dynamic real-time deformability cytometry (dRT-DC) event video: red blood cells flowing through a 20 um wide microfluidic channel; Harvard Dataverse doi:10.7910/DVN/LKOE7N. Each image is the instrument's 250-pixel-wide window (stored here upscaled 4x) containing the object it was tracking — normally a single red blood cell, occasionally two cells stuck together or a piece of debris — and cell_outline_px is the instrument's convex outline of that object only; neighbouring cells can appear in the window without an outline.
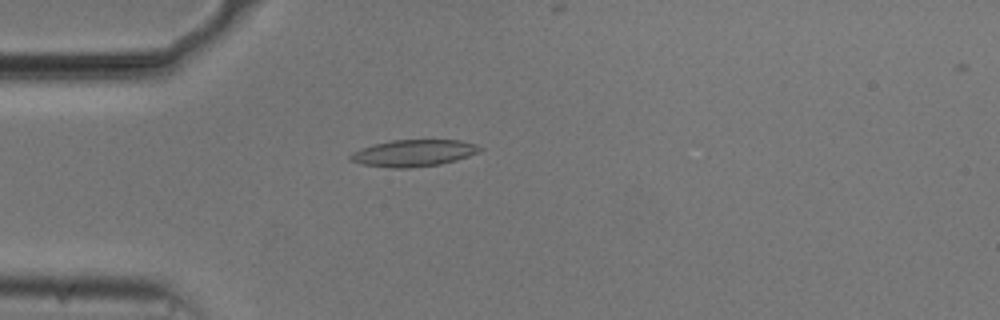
{"species": "common noctule bat (a hibernating species)", "species_latin": "Nyctalus noctula", "temperature_condition": "cold", "stored_images_in_passage": 46, "camera_frame_rate_fps": 3000, "um_per_image_px": 0.085, "animal": {"sex": "male", "body_mass_g": 20.5, "forearm_length_mm": 52.5}, "frame": {"image": 1, "passage_image": 6, "time_ms": 1.667, "image_size_px": [1000, 320], "cell_outline_px": [[484, 148], [480, 152], [456, 160], [440, 164], [412, 168], [392, 168], [360, 164], [348, 160], [348, 156], [352, 152], [360, 148], [372, 144], [392, 140], [460, 140], [476, 144]], "centroid_in_image_um": [35.12, 13.01], "position_along_channel_um": 49.9, "area_um2": 20.46}}
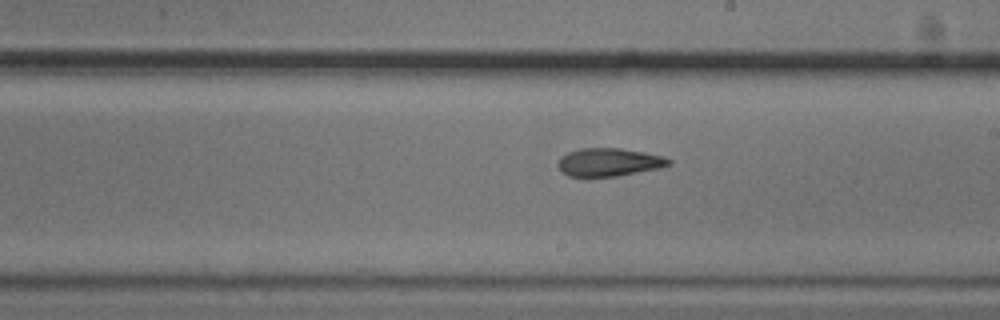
{"frame": {"image": 2, "passage_image": 22, "time_ms": 7.0, "image_size_px": [1000, 320], "cell_outline_px": [[672, 164], [660, 168], [616, 176], [588, 180], [568, 176], [560, 172], [556, 164], [560, 156], [568, 152], [580, 148], [620, 148], [644, 152], [664, 156], [672, 160]], "centroid_in_image_um": [51.69, 13.83], "position_along_channel_um": 237.3, "area_um2": 19.02}}
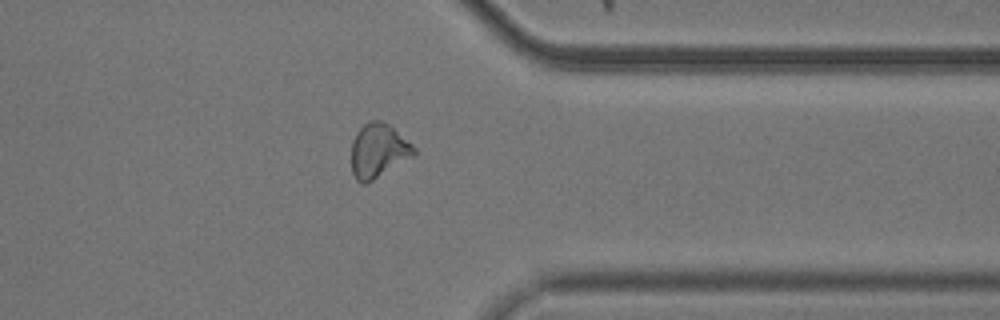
{"frame": {"image": 3, "passage_image": 34, "time_ms": 11.0, "image_size_px": [1000, 320], "cell_outline_px": [[416, 152], [412, 156], [372, 180], [364, 184], [356, 180], [352, 172], [352, 140], [356, 132], [364, 124], [372, 120], [380, 120], [388, 124], [412, 144], [416, 148]], "centroid_in_image_um": [32.13, 12.79], "position_along_channel_um": 379.3, "area_um2": 19.31}, "authors_computed_cell_mechanics": {"area_um2": 19.3341, "velocity_mm_per_s": 3.7192, "shape_relaxation_time_tau1_ms": null, "shape_relaxation_time_tau2_ms": 4.5671, "deformation_change_tau1": null, "deformation_change_tau2": 0.1206}}